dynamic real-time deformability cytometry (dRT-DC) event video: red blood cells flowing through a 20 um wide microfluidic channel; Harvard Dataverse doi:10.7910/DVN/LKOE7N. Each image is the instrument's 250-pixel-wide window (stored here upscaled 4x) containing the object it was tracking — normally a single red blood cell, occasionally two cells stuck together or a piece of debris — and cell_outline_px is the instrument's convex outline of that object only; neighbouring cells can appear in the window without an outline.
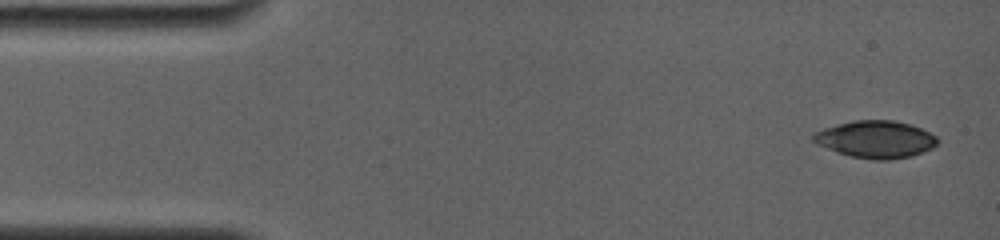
{"species": "common noctule bat (a hibernating species)", "species_latin": "Nyctalus noctula", "temperature_condition": "room temperature", "stored_images_in_passage": 4, "camera_frame_rate_fps": 4000, "um_per_image_px": 0.085, "animal": {"sex": "female", "body_mass_g": 19.0, "forearm_length_mm": 56.7}, "frame": {"image": 1, "passage_image": 1, "time_ms": 0.0, "image_size_px": [1000, 240], "cell_outline_px": [[940, 140], [932, 148], [912, 156], [888, 160], [872, 160], [852, 156], [836, 152], [816, 144], [812, 140], [812, 136], [816, 132], [824, 128], [836, 124], [852, 120], [892, 120], [912, 124], [936, 136]], "centroid_in_image_um": [74.43, 11.84], "position_along_channel_um": 10.6, "area_um2": 27.05}}